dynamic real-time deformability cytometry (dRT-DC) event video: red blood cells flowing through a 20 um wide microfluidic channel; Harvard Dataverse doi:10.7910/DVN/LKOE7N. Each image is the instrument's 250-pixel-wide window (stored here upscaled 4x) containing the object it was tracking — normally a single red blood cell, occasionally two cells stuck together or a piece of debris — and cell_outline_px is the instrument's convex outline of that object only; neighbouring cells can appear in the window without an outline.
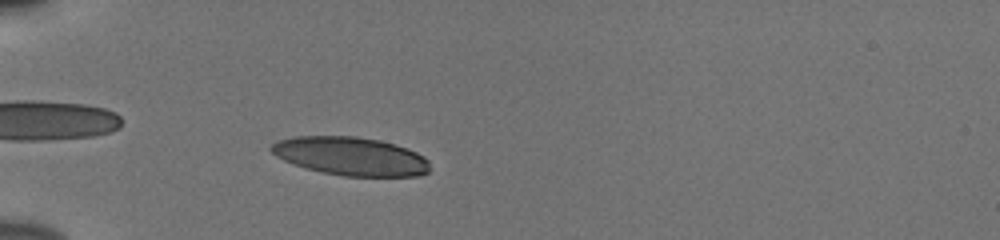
{"species": "human", "species_latin": "Homo sapiens", "temperature_condition": "cold", "stored_images_in_passage": 42, "camera_frame_rate_fps": 3000, "um_per_image_px": 0.085, "donor": {"sex": "male"}, "frame": {"image": 1, "passage_image": 5, "time_ms": 1.333, "image_size_px": [1000, 240], "cell_outline_px": [[428, 172], [416, 176], [344, 176], [304, 168], [292, 164], [276, 156], [268, 148], [272, 144], [280, 140], [296, 136], [356, 136], [380, 140], [396, 144], [408, 148], [424, 156], [428, 160]], "centroid_in_image_um": [29.8, 13.27], "position_along_channel_um": 55.2, "area_um2": 35.55}}
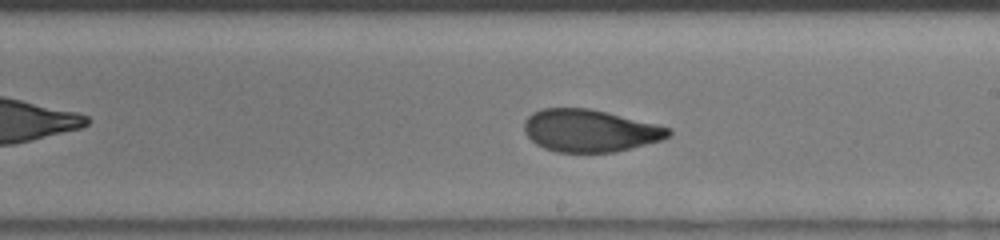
{"frame": {"image": 2, "passage_image": 21, "time_ms": 6.667, "image_size_px": [1000, 240], "cell_outline_px": [[672, 132], [668, 136], [660, 140], [616, 152], [556, 152], [544, 148], [536, 144], [524, 132], [524, 120], [532, 112], [544, 108], [588, 108], [656, 124], [672, 128]], "centroid_in_image_um": [50.1, 11.11], "position_along_channel_um": 238.9, "area_um2": 35.43}}
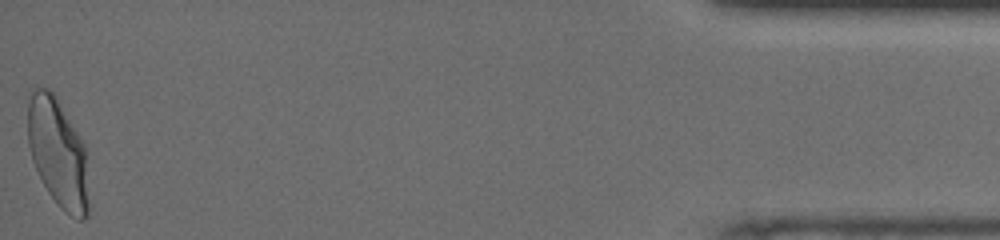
{"frame": {"image": 3, "passage_image": 42, "time_ms": 13.667, "image_size_px": [1000, 240], "cell_outline_px": [[88, 216], [84, 220], [80, 220], [64, 212], [60, 208], [48, 192], [32, 160], [28, 144], [28, 104], [32, 92], [36, 88], [48, 88], [56, 96], [84, 144], [88, 204]], "centroid_in_image_um": [4.91, 13.01], "position_along_channel_um": 430.3, "area_um2": 38.09}, "authors_computed_cell_mechanics": {"area_um2": 35.8649, "velocity_mm_per_s": 3.841, "shape_relaxation_time_tau1_ms": 4.236, "shape_relaxation_time_tau2_ms": 0.8304, "deformation_change_tau1": 0.1671, "deformation_change_tau2": 0.057}}